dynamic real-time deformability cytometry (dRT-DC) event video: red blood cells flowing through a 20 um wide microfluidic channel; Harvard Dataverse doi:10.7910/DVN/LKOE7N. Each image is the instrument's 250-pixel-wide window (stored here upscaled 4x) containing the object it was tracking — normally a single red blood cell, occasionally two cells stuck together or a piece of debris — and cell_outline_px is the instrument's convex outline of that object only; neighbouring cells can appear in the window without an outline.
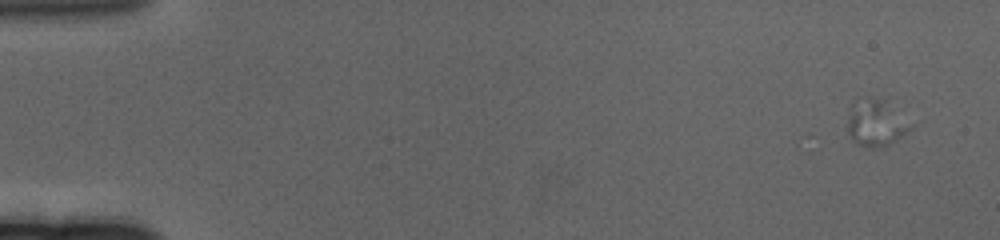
{"species": "human", "species_latin": "Homo sapiens", "temperature_condition": "cold", "stored_images_in_passage": 21, "camera_frame_rate_fps": 3000, "um_per_image_px": 0.085, "donor": {"sex": "female"}, "frame": {"image": 1, "passage_image": 1, "time_ms": 0.0, "image_size_px": [1000, 240], "cell_outline_px": [[916, 124], [908, 132], [896, 140], [888, 144], [860, 144], [852, 140], [848, 132], [848, 120], [852, 100], [856, 96], [888, 96]], "centroid_in_image_um": [74.56, 10.25], "position_along_channel_um": 10.4, "area_um2": 18.21}}
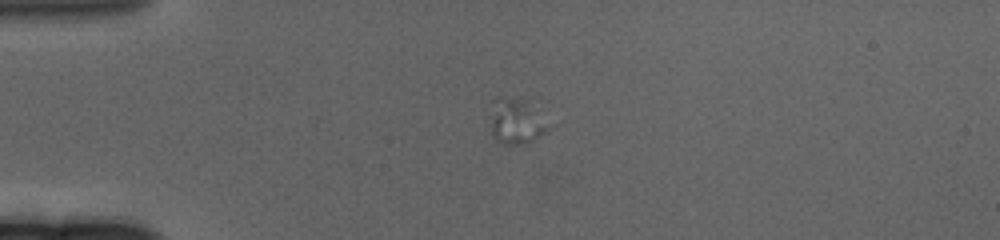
{"frame": {"image": 2, "passage_image": 15, "time_ms": 4.667, "image_size_px": [1000, 240], "cell_outline_px": [[552, 124], [548, 128], [532, 140], [520, 144], [504, 144], [496, 140], [492, 136], [492, 100], [496, 96], [532, 96]], "centroid_in_image_um": [43.98, 10.16], "position_along_channel_um": 41.0, "area_um2": 16.59}}